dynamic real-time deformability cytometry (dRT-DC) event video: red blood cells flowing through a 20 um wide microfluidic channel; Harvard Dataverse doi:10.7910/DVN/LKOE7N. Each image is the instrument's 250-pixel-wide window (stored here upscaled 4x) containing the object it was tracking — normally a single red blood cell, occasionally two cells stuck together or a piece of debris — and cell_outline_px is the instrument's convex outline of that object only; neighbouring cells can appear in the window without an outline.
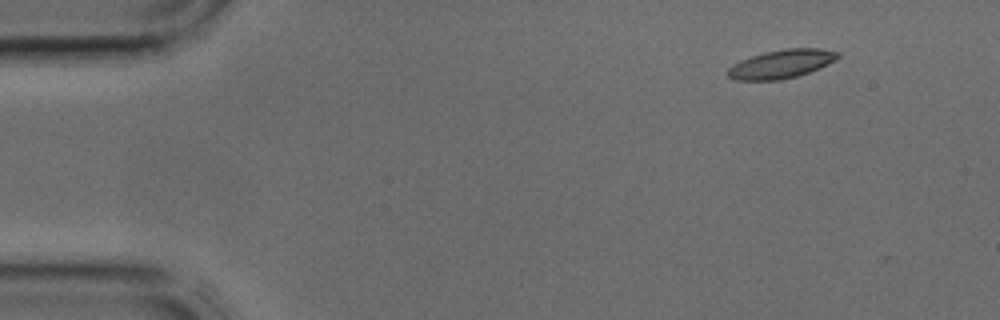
{"species": "common noctule bat (a hibernating species)", "species_latin": "Nyctalus noctula", "temperature_condition": "cold", "stored_images_in_passage": 4, "camera_frame_rate_fps": 3000, "um_per_image_px": 0.085, "animal": {"sex": "male", "body_mass_g": 17.9, "forearm_length_mm": 54.2}, "frame": {"image": 1, "passage_image": 4, "time_ms": 1.0, "image_size_px": [1000, 320], "cell_outline_px": [[840, 56], [836, 60], [828, 64], [808, 72], [796, 76], [780, 80], [736, 80], [728, 76], [728, 68], [732, 64], [740, 60], [764, 52], [784, 48], [820, 48], [840, 52]], "centroid_in_image_um": [66.42, 5.42], "position_along_channel_um": 18.6, "area_um2": 18.32}}